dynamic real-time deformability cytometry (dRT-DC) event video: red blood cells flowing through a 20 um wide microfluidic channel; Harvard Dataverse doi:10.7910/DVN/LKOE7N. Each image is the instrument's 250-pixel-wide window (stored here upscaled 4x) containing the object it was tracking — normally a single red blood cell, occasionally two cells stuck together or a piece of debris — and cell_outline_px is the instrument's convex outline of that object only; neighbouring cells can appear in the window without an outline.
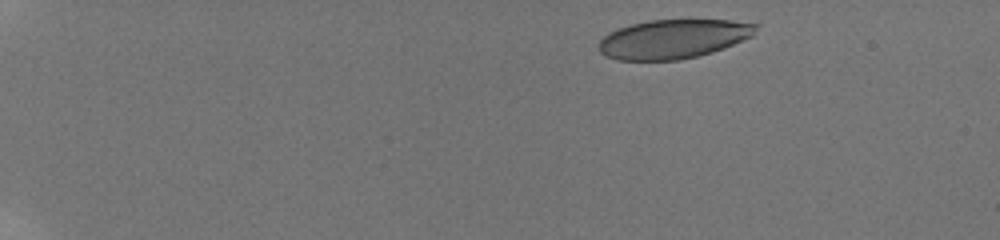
{"species": "human", "species_latin": "Homo sapiens", "temperature_condition": "room temperature", "stored_images_in_passage": 11, "camera_frame_rate_fps": 3000, "um_per_image_px": 0.085, "donor": {"sex": "male"}, "frame": {"image": 1, "passage_image": 2, "time_ms": 0.667, "image_size_px": [1000, 240], "cell_outline_px": [[760, 24], [752, 36], [724, 48], [712, 52], [680, 60], [616, 60], [600, 52], [600, 40], [608, 32], [632, 24], [648, 20], [728, 20]], "centroid_in_image_um": [57.24, 3.31], "position_along_channel_um": 27.8, "area_um2": 35.6}}
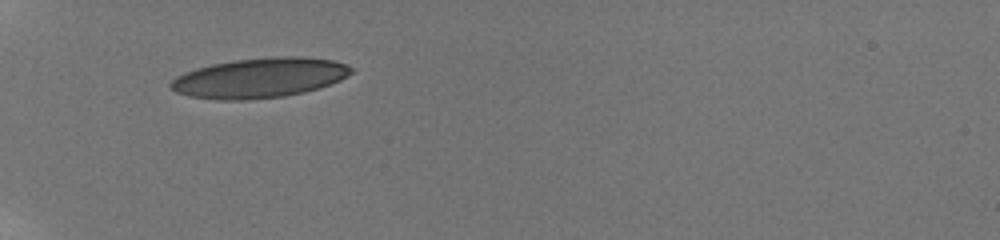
{"frame": {"image": 2, "passage_image": 8, "time_ms": 4.667, "image_size_px": [1000, 240], "cell_outline_px": [[356, 72], [340, 80], [320, 88], [304, 92], [284, 96], [244, 100], [220, 100], [188, 96], [176, 92], [168, 84], [176, 76], [184, 72], [196, 68], [212, 64], [232, 60], [272, 56], [300, 56], [332, 60], [356, 68]], "centroid_in_image_um": [22.09, 6.61], "position_along_channel_um": 62.9, "area_um2": 42.31}}